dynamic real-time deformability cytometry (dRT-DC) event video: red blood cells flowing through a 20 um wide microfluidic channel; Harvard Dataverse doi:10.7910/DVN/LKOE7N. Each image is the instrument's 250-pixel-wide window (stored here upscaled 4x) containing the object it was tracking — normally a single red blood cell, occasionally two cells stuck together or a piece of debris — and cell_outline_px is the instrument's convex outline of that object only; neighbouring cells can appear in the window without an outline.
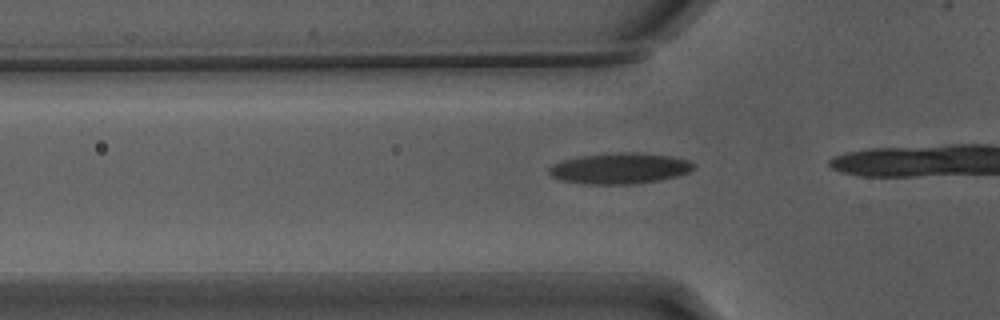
{"species": "Egyptian fruit bat (a non-hibernating species)", "species_latin": "Rousettus aegyptiacus", "temperature_condition": "warm", "stored_images_in_passage": 5, "camera_frame_rate_fps": 3000, "um_per_image_px": 0.085, "animal": {"sex": "male"}, "frame": {"image": 1, "passage_image": 2, "time_ms": 0.333, "image_size_px": [1000, 320], "cell_outline_px": [[696, 164], [688, 172], [676, 176], [660, 180], [632, 184], [588, 184], [564, 180], [552, 176], [548, 172], [548, 168], [564, 160], [584, 156], [620, 152], [632, 152], [672, 156], [688, 160]], "centroid_in_image_um": [52.73, 14.31], "position_along_channel_um": 73.1, "area_um2": 25.55}}
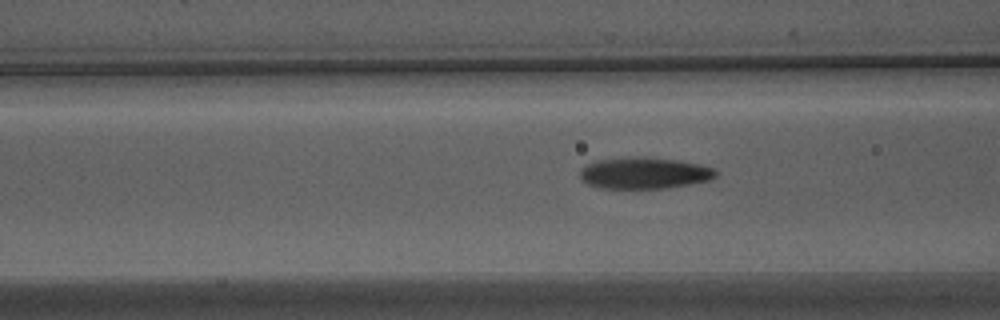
{"frame": {"image": 2, "passage_image": 5, "time_ms": 1.333, "image_size_px": [1000, 320], "cell_outline_px": [[720, 172], [716, 176], [708, 180], [668, 188], [600, 188], [588, 184], [580, 180], [580, 168], [596, 160], [620, 156], [644, 156], [680, 160], [700, 164], [712, 168]], "centroid_in_image_um": [54.73, 14.68], "position_along_channel_um": 111.9, "area_um2": 25.37}}